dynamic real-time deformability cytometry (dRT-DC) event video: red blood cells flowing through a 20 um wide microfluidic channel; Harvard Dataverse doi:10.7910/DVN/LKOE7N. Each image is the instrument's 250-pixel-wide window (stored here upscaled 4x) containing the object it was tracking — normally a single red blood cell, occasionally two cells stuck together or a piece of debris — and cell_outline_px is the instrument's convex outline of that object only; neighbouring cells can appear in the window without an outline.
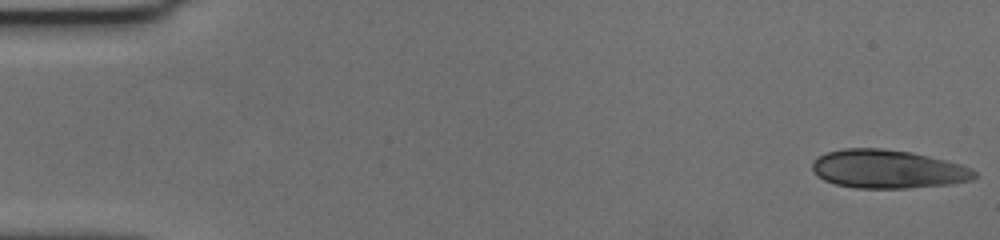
{"species": "human", "species_latin": "Homo sapiens", "temperature_condition": "cold", "stored_images_in_passage": 57, "camera_frame_rate_fps": 3000, "um_per_image_px": 0.085, "donor": {"sex": "female"}, "frame": {"image": 1, "passage_image": 1, "time_ms": 0.0, "image_size_px": [1000, 240], "cell_outline_px": [[976, 176], [972, 180], [952, 184], [908, 188], [856, 188], [836, 184], [824, 180], [816, 176], [812, 172], [812, 160], [828, 152], [844, 148], [880, 148], [912, 152], [960, 164], [972, 168], [976, 172]], "centroid_in_image_um": [75.45, 14.38], "position_along_channel_um": 9.6, "area_um2": 36.53}}
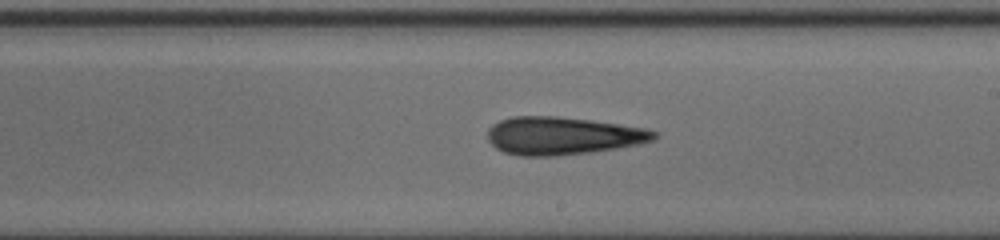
{"frame": {"image": 2, "passage_image": 33, "time_ms": 10.667, "image_size_px": [1000, 240], "cell_outline_px": [[660, 136], [656, 140], [640, 144], [592, 152], [556, 156], [520, 156], [504, 152], [496, 148], [488, 140], [488, 128], [492, 124], [500, 120], [512, 116], [556, 116], [592, 120], [648, 128], [660, 132]], "centroid_in_image_um": [47.88, 11.54], "position_along_channel_um": 241.1, "area_um2": 37.22}}
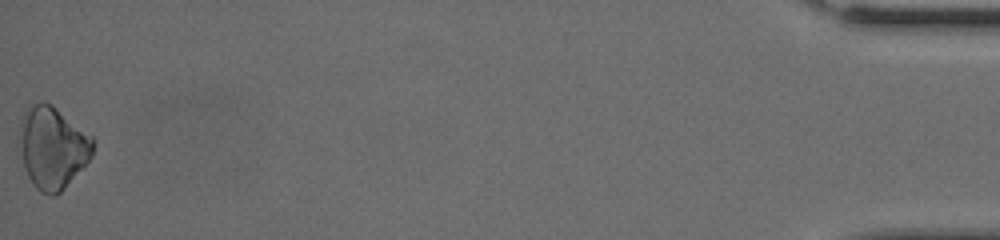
{"frame": {"image": 3, "passage_image": 57, "time_ms": 18.667, "image_size_px": [1000, 240], "cell_outline_px": [[92, 156], [64, 188], [56, 196], [48, 196], [40, 192], [32, 184], [24, 168], [16, 140], [16, 136], [20, 120], [24, 112], [32, 104], [40, 100], [44, 100], [52, 104], [92, 136]], "centroid_in_image_um": [4.39, 12.52], "position_along_channel_um": 430.8, "area_um2": 35.72}, "authors_computed_cell_mechanics": {"area_um2": 35.6048, "velocity_mm_per_s": 3.5907, "shape_relaxation_time_tau1_ms": 4.2143, "shape_relaxation_time_tau2_ms": 3.0083, "deformation_change_tau1": 0.1205, "deformation_change_tau2": 0.1156}}